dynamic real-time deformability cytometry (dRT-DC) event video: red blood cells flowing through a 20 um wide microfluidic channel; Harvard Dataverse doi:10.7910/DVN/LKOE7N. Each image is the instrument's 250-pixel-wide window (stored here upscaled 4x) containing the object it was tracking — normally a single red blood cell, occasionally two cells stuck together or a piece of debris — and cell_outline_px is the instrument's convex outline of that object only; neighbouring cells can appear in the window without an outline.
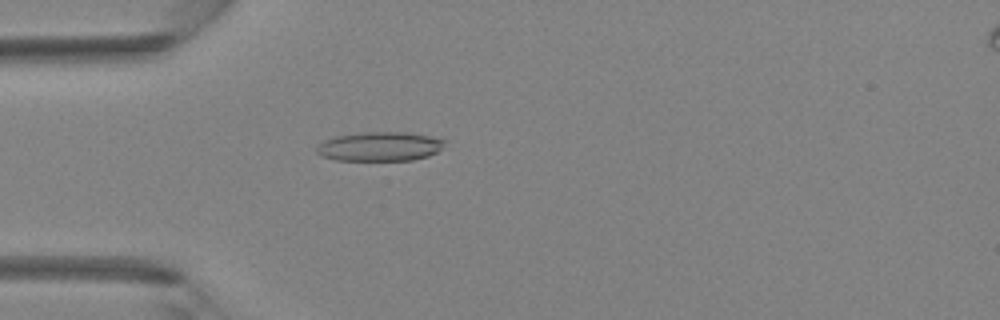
{"species": "Egyptian fruit bat (a non-hibernating species)", "species_latin": "Rousettus aegyptiacus", "temperature_condition": "room temperature", "stored_images_in_passage": 5, "camera_frame_rate_fps": 3000, "um_per_image_px": 0.085, "animal": {"sex": "female"}, "frame": {"image": 1, "passage_image": 4, "time_ms": 3.333, "image_size_px": [1000, 320], "cell_outline_px": [[448, 140], [436, 152], [428, 156], [412, 160], [336, 160], [320, 156], [316, 152], [316, 148], [324, 140], [336, 136], [360, 132], [404, 132], [428, 136]], "centroid_in_image_um": [32.25, 12.45], "position_along_channel_um": 52.7, "area_um2": 21.73}}